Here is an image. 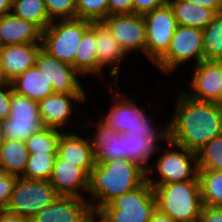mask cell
<instances>
[{
    "label": "cell",
    "instance_id": "obj_1",
    "mask_svg": "<svg viewBox=\"0 0 222 222\" xmlns=\"http://www.w3.org/2000/svg\"><path fill=\"white\" fill-rule=\"evenodd\" d=\"M175 101L174 113L169 119L171 142L197 153L222 134V107L192 99L182 90Z\"/></svg>",
    "mask_w": 222,
    "mask_h": 222
},
{
    "label": "cell",
    "instance_id": "obj_2",
    "mask_svg": "<svg viewBox=\"0 0 222 222\" xmlns=\"http://www.w3.org/2000/svg\"><path fill=\"white\" fill-rule=\"evenodd\" d=\"M147 181V171L125 158L96 162L89 174L88 192L92 211H99L114 198L127 194Z\"/></svg>",
    "mask_w": 222,
    "mask_h": 222
},
{
    "label": "cell",
    "instance_id": "obj_3",
    "mask_svg": "<svg viewBox=\"0 0 222 222\" xmlns=\"http://www.w3.org/2000/svg\"><path fill=\"white\" fill-rule=\"evenodd\" d=\"M157 209L176 222H197L203 207L199 181L160 184L153 187Z\"/></svg>",
    "mask_w": 222,
    "mask_h": 222
},
{
    "label": "cell",
    "instance_id": "obj_4",
    "mask_svg": "<svg viewBox=\"0 0 222 222\" xmlns=\"http://www.w3.org/2000/svg\"><path fill=\"white\" fill-rule=\"evenodd\" d=\"M168 144L171 147L165 148L166 150L163 149L165 152L161 153L156 161L155 166L157 170L153 164L147 169V182L154 187L160 184L199 181L196 153L178 146L171 141H169ZM155 172L159 175L157 176L158 180L152 177L156 175Z\"/></svg>",
    "mask_w": 222,
    "mask_h": 222
},
{
    "label": "cell",
    "instance_id": "obj_5",
    "mask_svg": "<svg viewBox=\"0 0 222 222\" xmlns=\"http://www.w3.org/2000/svg\"><path fill=\"white\" fill-rule=\"evenodd\" d=\"M156 209L153 187L146 181L135 190L114 198L99 212L109 222H149Z\"/></svg>",
    "mask_w": 222,
    "mask_h": 222
},
{
    "label": "cell",
    "instance_id": "obj_6",
    "mask_svg": "<svg viewBox=\"0 0 222 222\" xmlns=\"http://www.w3.org/2000/svg\"><path fill=\"white\" fill-rule=\"evenodd\" d=\"M90 25V21L77 18L55 20L42 32V48L58 60L74 67L77 46Z\"/></svg>",
    "mask_w": 222,
    "mask_h": 222
},
{
    "label": "cell",
    "instance_id": "obj_7",
    "mask_svg": "<svg viewBox=\"0 0 222 222\" xmlns=\"http://www.w3.org/2000/svg\"><path fill=\"white\" fill-rule=\"evenodd\" d=\"M193 58L195 66L204 60L203 31L200 28L178 25L167 51L154 65L166 76L173 74L177 67L191 62Z\"/></svg>",
    "mask_w": 222,
    "mask_h": 222
},
{
    "label": "cell",
    "instance_id": "obj_8",
    "mask_svg": "<svg viewBox=\"0 0 222 222\" xmlns=\"http://www.w3.org/2000/svg\"><path fill=\"white\" fill-rule=\"evenodd\" d=\"M59 195L48 180L17 178L7 210L27 222L43 207L52 204Z\"/></svg>",
    "mask_w": 222,
    "mask_h": 222
},
{
    "label": "cell",
    "instance_id": "obj_9",
    "mask_svg": "<svg viewBox=\"0 0 222 222\" xmlns=\"http://www.w3.org/2000/svg\"><path fill=\"white\" fill-rule=\"evenodd\" d=\"M5 139L25 141L31 134L40 131L42 124L38 102L12 92L10 116L0 122Z\"/></svg>",
    "mask_w": 222,
    "mask_h": 222
},
{
    "label": "cell",
    "instance_id": "obj_10",
    "mask_svg": "<svg viewBox=\"0 0 222 222\" xmlns=\"http://www.w3.org/2000/svg\"><path fill=\"white\" fill-rule=\"evenodd\" d=\"M143 17L146 23V57L154 64L167 51L178 23L169 3Z\"/></svg>",
    "mask_w": 222,
    "mask_h": 222
},
{
    "label": "cell",
    "instance_id": "obj_11",
    "mask_svg": "<svg viewBox=\"0 0 222 222\" xmlns=\"http://www.w3.org/2000/svg\"><path fill=\"white\" fill-rule=\"evenodd\" d=\"M125 53L141 52L146 56V23L143 15H109L101 21Z\"/></svg>",
    "mask_w": 222,
    "mask_h": 222
},
{
    "label": "cell",
    "instance_id": "obj_12",
    "mask_svg": "<svg viewBox=\"0 0 222 222\" xmlns=\"http://www.w3.org/2000/svg\"><path fill=\"white\" fill-rule=\"evenodd\" d=\"M35 66L44 73L54 93L86 94L78 79L81 74L71 64L58 60L43 48L39 50Z\"/></svg>",
    "mask_w": 222,
    "mask_h": 222
},
{
    "label": "cell",
    "instance_id": "obj_13",
    "mask_svg": "<svg viewBox=\"0 0 222 222\" xmlns=\"http://www.w3.org/2000/svg\"><path fill=\"white\" fill-rule=\"evenodd\" d=\"M165 126H158L149 134L123 133L124 158L141 165L147 171L151 166L149 159L153 153H161L162 149L158 143L164 142L167 145L170 141L169 122Z\"/></svg>",
    "mask_w": 222,
    "mask_h": 222
},
{
    "label": "cell",
    "instance_id": "obj_14",
    "mask_svg": "<svg viewBox=\"0 0 222 222\" xmlns=\"http://www.w3.org/2000/svg\"><path fill=\"white\" fill-rule=\"evenodd\" d=\"M112 82L109 86V92L113 93L110 95L112 97L110 98V100L112 99L111 108L105 114L106 116H100V119L115 131L127 133L139 125V121L146 111L135 103L134 98H129L127 94L122 92L118 88L119 84H114L117 87L114 91Z\"/></svg>",
    "mask_w": 222,
    "mask_h": 222
},
{
    "label": "cell",
    "instance_id": "obj_15",
    "mask_svg": "<svg viewBox=\"0 0 222 222\" xmlns=\"http://www.w3.org/2000/svg\"><path fill=\"white\" fill-rule=\"evenodd\" d=\"M189 81L191 92L184 93L192 99L217 105V97L222 84V61L203 60L193 69Z\"/></svg>",
    "mask_w": 222,
    "mask_h": 222
},
{
    "label": "cell",
    "instance_id": "obj_16",
    "mask_svg": "<svg viewBox=\"0 0 222 222\" xmlns=\"http://www.w3.org/2000/svg\"><path fill=\"white\" fill-rule=\"evenodd\" d=\"M92 212L86 199L58 196L52 204L43 207L28 222H88Z\"/></svg>",
    "mask_w": 222,
    "mask_h": 222
},
{
    "label": "cell",
    "instance_id": "obj_17",
    "mask_svg": "<svg viewBox=\"0 0 222 222\" xmlns=\"http://www.w3.org/2000/svg\"><path fill=\"white\" fill-rule=\"evenodd\" d=\"M87 94H60L53 93L38 102L39 115L44 127L64 130L69 125L70 116L74 111L72 102L83 104Z\"/></svg>",
    "mask_w": 222,
    "mask_h": 222
},
{
    "label": "cell",
    "instance_id": "obj_18",
    "mask_svg": "<svg viewBox=\"0 0 222 222\" xmlns=\"http://www.w3.org/2000/svg\"><path fill=\"white\" fill-rule=\"evenodd\" d=\"M49 181L59 196L86 199L81 190L87 194L89 174L83 168L67 162L58 155H56Z\"/></svg>",
    "mask_w": 222,
    "mask_h": 222
},
{
    "label": "cell",
    "instance_id": "obj_19",
    "mask_svg": "<svg viewBox=\"0 0 222 222\" xmlns=\"http://www.w3.org/2000/svg\"><path fill=\"white\" fill-rule=\"evenodd\" d=\"M41 43L0 46V68L3 80L13 81L27 69L35 66Z\"/></svg>",
    "mask_w": 222,
    "mask_h": 222
},
{
    "label": "cell",
    "instance_id": "obj_20",
    "mask_svg": "<svg viewBox=\"0 0 222 222\" xmlns=\"http://www.w3.org/2000/svg\"><path fill=\"white\" fill-rule=\"evenodd\" d=\"M95 39H96V51L99 63V75L104 72V67L110 70L109 77H113L118 83L121 62L123 58L128 54L121 48L117 40L111 35V32L102 22H95ZM114 67H113V66Z\"/></svg>",
    "mask_w": 222,
    "mask_h": 222
},
{
    "label": "cell",
    "instance_id": "obj_21",
    "mask_svg": "<svg viewBox=\"0 0 222 222\" xmlns=\"http://www.w3.org/2000/svg\"><path fill=\"white\" fill-rule=\"evenodd\" d=\"M64 131L58 143L57 155L78 167L83 168L88 174L95 167L96 161L93 154L90 136H81L76 132Z\"/></svg>",
    "mask_w": 222,
    "mask_h": 222
},
{
    "label": "cell",
    "instance_id": "obj_22",
    "mask_svg": "<svg viewBox=\"0 0 222 222\" xmlns=\"http://www.w3.org/2000/svg\"><path fill=\"white\" fill-rule=\"evenodd\" d=\"M98 120L97 122L93 119L92 122L89 120L88 124L90 125L84 126L85 128L93 125L95 127L94 137L90 138L95 161L105 162L124 158L123 133H119L109 127L100 117Z\"/></svg>",
    "mask_w": 222,
    "mask_h": 222
},
{
    "label": "cell",
    "instance_id": "obj_23",
    "mask_svg": "<svg viewBox=\"0 0 222 222\" xmlns=\"http://www.w3.org/2000/svg\"><path fill=\"white\" fill-rule=\"evenodd\" d=\"M42 32L12 13L0 17V46L41 43Z\"/></svg>",
    "mask_w": 222,
    "mask_h": 222
},
{
    "label": "cell",
    "instance_id": "obj_24",
    "mask_svg": "<svg viewBox=\"0 0 222 222\" xmlns=\"http://www.w3.org/2000/svg\"><path fill=\"white\" fill-rule=\"evenodd\" d=\"M10 83L14 92L37 102L54 93L51 83L36 66L27 69Z\"/></svg>",
    "mask_w": 222,
    "mask_h": 222
},
{
    "label": "cell",
    "instance_id": "obj_25",
    "mask_svg": "<svg viewBox=\"0 0 222 222\" xmlns=\"http://www.w3.org/2000/svg\"><path fill=\"white\" fill-rule=\"evenodd\" d=\"M178 25L204 29L217 13L203 6L184 0H169Z\"/></svg>",
    "mask_w": 222,
    "mask_h": 222
},
{
    "label": "cell",
    "instance_id": "obj_26",
    "mask_svg": "<svg viewBox=\"0 0 222 222\" xmlns=\"http://www.w3.org/2000/svg\"><path fill=\"white\" fill-rule=\"evenodd\" d=\"M74 68L82 75H99V63L96 51L95 22L83 34L74 57ZM84 75V76H83Z\"/></svg>",
    "mask_w": 222,
    "mask_h": 222
},
{
    "label": "cell",
    "instance_id": "obj_27",
    "mask_svg": "<svg viewBox=\"0 0 222 222\" xmlns=\"http://www.w3.org/2000/svg\"><path fill=\"white\" fill-rule=\"evenodd\" d=\"M28 156L24 141L5 139L0 149V171L17 178L23 177Z\"/></svg>",
    "mask_w": 222,
    "mask_h": 222
},
{
    "label": "cell",
    "instance_id": "obj_28",
    "mask_svg": "<svg viewBox=\"0 0 222 222\" xmlns=\"http://www.w3.org/2000/svg\"><path fill=\"white\" fill-rule=\"evenodd\" d=\"M11 13L34 24L41 32L53 22L47 13L44 0H12Z\"/></svg>",
    "mask_w": 222,
    "mask_h": 222
},
{
    "label": "cell",
    "instance_id": "obj_29",
    "mask_svg": "<svg viewBox=\"0 0 222 222\" xmlns=\"http://www.w3.org/2000/svg\"><path fill=\"white\" fill-rule=\"evenodd\" d=\"M198 180L203 205L222 208V172L199 170Z\"/></svg>",
    "mask_w": 222,
    "mask_h": 222
},
{
    "label": "cell",
    "instance_id": "obj_30",
    "mask_svg": "<svg viewBox=\"0 0 222 222\" xmlns=\"http://www.w3.org/2000/svg\"><path fill=\"white\" fill-rule=\"evenodd\" d=\"M202 31L204 60L222 61V13L217 14Z\"/></svg>",
    "mask_w": 222,
    "mask_h": 222
},
{
    "label": "cell",
    "instance_id": "obj_31",
    "mask_svg": "<svg viewBox=\"0 0 222 222\" xmlns=\"http://www.w3.org/2000/svg\"><path fill=\"white\" fill-rule=\"evenodd\" d=\"M64 131L43 127L31 134L24 142L29 154L50 153L57 154L58 143Z\"/></svg>",
    "mask_w": 222,
    "mask_h": 222
},
{
    "label": "cell",
    "instance_id": "obj_32",
    "mask_svg": "<svg viewBox=\"0 0 222 222\" xmlns=\"http://www.w3.org/2000/svg\"><path fill=\"white\" fill-rule=\"evenodd\" d=\"M57 154H29L23 178L31 180H50Z\"/></svg>",
    "mask_w": 222,
    "mask_h": 222
},
{
    "label": "cell",
    "instance_id": "obj_33",
    "mask_svg": "<svg viewBox=\"0 0 222 222\" xmlns=\"http://www.w3.org/2000/svg\"><path fill=\"white\" fill-rule=\"evenodd\" d=\"M196 155L199 170L222 172V134L204 145Z\"/></svg>",
    "mask_w": 222,
    "mask_h": 222
},
{
    "label": "cell",
    "instance_id": "obj_34",
    "mask_svg": "<svg viewBox=\"0 0 222 222\" xmlns=\"http://www.w3.org/2000/svg\"><path fill=\"white\" fill-rule=\"evenodd\" d=\"M108 17V0H76V18L101 22Z\"/></svg>",
    "mask_w": 222,
    "mask_h": 222
},
{
    "label": "cell",
    "instance_id": "obj_35",
    "mask_svg": "<svg viewBox=\"0 0 222 222\" xmlns=\"http://www.w3.org/2000/svg\"><path fill=\"white\" fill-rule=\"evenodd\" d=\"M44 3L52 21L76 18V0H44Z\"/></svg>",
    "mask_w": 222,
    "mask_h": 222
},
{
    "label": "cell",
    "instance_id": "obj_36",
    "mask_svg": "<svg viewBox=\"0 0 222 222\" xmlns=\"http://www.w3.org/2000/svg\"><path fill=\"white\" fill-rule=\"evenodd\" d=\"M17 177L0 171V211L7 209Z\"/></svg>",
    "mask_w": 222,
    "mask_h": 222
},
{
    "label": "cell",
    "instance_id": "obj_37",
    "mask_svg": "<svg viewBox=\"0 0 222 222\" xmlns=\"http://www.w3.org/2000/svg\"><path fill=\"white\" fill-rule=\"evenodd\" d=\"M12 85L10 82H0V122L10 116V104L12 97Z\"/></svg>",
    "mask_w": 222,
    "mask_h": 222
},
{
    "label": "cell",
    "instance_id": "obj_38",
    "mask_svg": "<svg viewBox=\"0 0 222 222\" xmlns=\"http://www.w3.org/2000/svg\"><path fill=\"white\" fill-rule=\"evenodd\" d=\"M169 0H133V13L145 15L152 10L168 4Z\"/></svg>",
    "mask_w": 222,
    "mask_h": 222
},
{
    "label": "cell",
    "instance_id": "obj_39",
    "mask_svg": "<svg viewBox=\"0 0 222 222\" xmlns=\"http://www.w3.org/2000/svg\"><path fill=\"white\" fill-rule=\"evenodd\" d=\"M133 13V0H108V16Z\"/></svg>",
    "mask_w": 222,
    "mask_h": 222
},
{
    "label": "cell",
    "instance_id": "obj_40",
    "mask_svg": "<svg viewBox=\"0 0 222 222\" xmlns=\"http://www.w3.org/2000/svg\"><path fill=\"white\" fill-rule=\"evenodd\" d=\"M197 222H222V208L203 205Z\"/></svg>",
    "mask_w": 222,
    "mask_h": 222
},
{
    "label": "cell",
    "instance_id": "obj_41",
    "mask_svg": "<svg viewBox=\"0 0 222 222\" xmlns=\"http://www.w3.org/2000/svg\"><path fill=\"white\" fill-rule=\"evenodd\" d=\"M153 117V115L148 116L144 113L139 121V125L135 129L128 131L127 134H149L153 132L157 128L155 127L156 125L153 124Z\"/></svg>",
    "mask_w": 222,
    "mask_h": 222
},
{
    "label": "cell",
    "instance_id": "obj_42",
    "mask_svg": "<svg viewBox=\"0 0 222 222\" xmlns=\"http://www.w3.org/2000/svg\"><path fill=\"white\" fill-rule=\"evenodd\" d=\"M205 8L214 10L217 14L222 13V3L220 0H184Z\"/></svg>",
    "mask_w": 222,
    "mask_h": 222
},
{
    "label": "cell",
    "instance_id": "obj_43",
    "mask_svg": "<svg viewBox=\"0 0 222 222\" xmlns=\"http://www.w3.org/2000/svg\"><path fill=\"white\" fill-rule=\"evenodd\" d=\"M0 222H27L23 217L7 209L0 211Z\"/></svg>",
    "mask_w": 222,
    "mask_h": 222
},
{
    "label": "cell",
    "instance_id": "obj_44",
    "mask_svg": "<svg viewBox=\"0 0 222 222\" xmlns=\"http://www.w3.org/2000/svg\"><path fill=\"white\" fill-rule=\"evenodd\" d=\"M149 222H176V221L172 219L170 216L156 209Z\"/></svg>",
    "mask_w": 222,
    "mask_h": 222
},
{
    "label": "cell",
    "instance_id": "obj_45",
    "mask_svg": "<svg viewBox=\"0 0 222 222\" xmlns=\"http://www.w3.org/2000/svg\"><path fill=\"white\" fill-rule=\"evenodd\" d=\"M12 0H0V17L11 13Z\"/></svg>",
    "mask_w": 222,
    "mask_h": 222
},
{
    "label": "cell",
    "instance_id": "obj_46",
    "mask_svg": "<svg viewBox=\"0 0 222 222\" xmlns=\"http://www.w3.org/2000/svg\"><path fill=\"white\" fill-rule=\"evenodd\" d=\"M88 222H109V221L99 211H93Z\"/></svg>",
    "mask_w": 222,
    "mask_h": 222
},
{
    "label": "cell",
    "instance_id": "obj_47",
    "mask_svg": "<svg viewBox=\"0 0 222 222\" xmlns=\"http://www.w3.org/2000/svg\"><path fill=\"white\" fill-rule=\"evenodd\" d=\"M217 105L219 107H222V84L220 86V90H219L218 97H217Z\"/></svg>",
    "mask_w": 222,
    "mask_h": 222
},
{
    "label": "cell",
    "instance_id": "obj_48",
    "mask_svg": "<svg viewBox=\"0 0 222 222\" xmlns=\"http://www.w3.org/2000/svg\"><path fill=\"white\" fill-rule=\"evenodd\" d=\"M4 141H5V137H4V133H3V130H2L1 123H0V149L4 144Z\"/></svg>",
    "mask_w": 222,
    "mask_h": 222
},
{
    "label": "cell",
    "instance_id": "obj_49",
    "mask_svg": "<svg viewBox=\"0 0 222 222\" xmlns=\"http://www.w3.org/2000/svg\"><path fill=\"white\" fill-rule=\"evenodd\" d=\"M4 81L3 80V76H2V73H1V68H0V82Z\"/></svg>",
    "mask_w": 222,
    "mask_h": 222
}]
</instances>
